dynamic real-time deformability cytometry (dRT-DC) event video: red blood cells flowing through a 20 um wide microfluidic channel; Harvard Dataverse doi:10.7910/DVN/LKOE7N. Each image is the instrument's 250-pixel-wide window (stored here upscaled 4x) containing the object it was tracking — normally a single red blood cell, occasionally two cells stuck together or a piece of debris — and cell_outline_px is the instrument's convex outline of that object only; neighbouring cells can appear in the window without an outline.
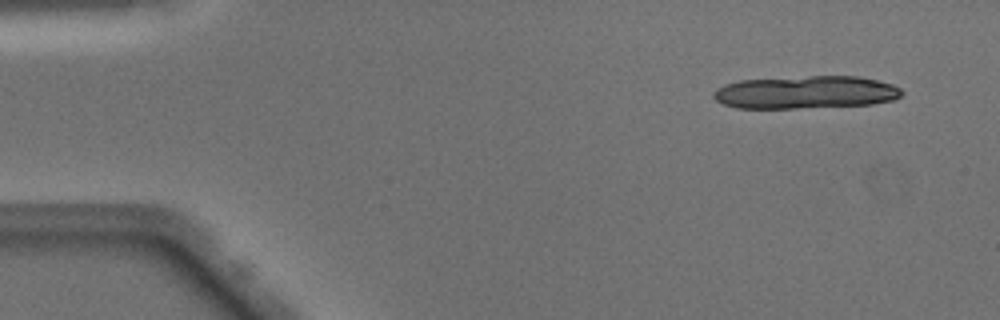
{"species": "Egyptian fruit bat (a non-hibernating species)", "species_latin": "Rousettus aegyptiacus", "temperature_condition": "warm", "stored_images_in_passage": 19, "camera_frame_rate_fps": 3000, "um_per_image_px": 0.085, "animal": {"sex": "male"}, "frame": {"image": 1, "passage_image": 4, "time_ms": 1.0, "image_size_px": [1000, 320], "cell_outline_px": [[904, 92], [900, 96], [892, 100], [872, 104], [796, 108], [736, 108], [724, 104], [716, 100], [712, 96], [712, 92], [716, 88], [724, 84], [740, 80], [808, 76], [856, 76], [876, 80], [892, 84], [900, 88]], "centroid_in_image_um": [68.45, 7.84], "position_along_channel_um": 16.6, "area_um2": 36.01}}